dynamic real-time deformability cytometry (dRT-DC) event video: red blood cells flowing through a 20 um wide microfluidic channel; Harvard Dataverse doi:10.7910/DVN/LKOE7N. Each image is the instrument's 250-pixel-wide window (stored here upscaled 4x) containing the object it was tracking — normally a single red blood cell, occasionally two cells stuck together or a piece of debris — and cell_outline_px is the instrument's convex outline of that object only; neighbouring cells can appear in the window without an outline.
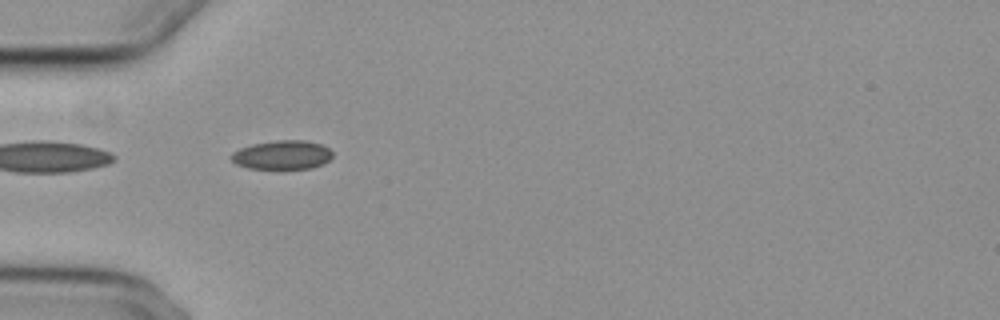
{"species": "common noctule bat (a hibernating species)", "species_latin": "Nyctalus noctula", "temperature_condition": "cold", "stored_images_in_passage": 39, "camera_frame_rate_fps": 3000, "um_per_image_px": 0.085, "animal": {"sex": "female", "body_mass_g": 29.2, "forearm_length_mm": 56.3}, "frame": {"image": 1, "passage_image": 1, "time_ms": 0.0, "image_size_px": [1000, 320], "cell_outline_px": [[332, 156], [324, 164], [312, 168], [248, 168], [236, 164], [228, 156], [232, 152], [240, 148], [252, 144], [276, 140], [304, 140], [320, 144], [328, 148], [332, 152]], "centroid_in_image_um": [23.96, 13.16], "position_along_channel_um": 61.0, "area_um2": 17.05}}
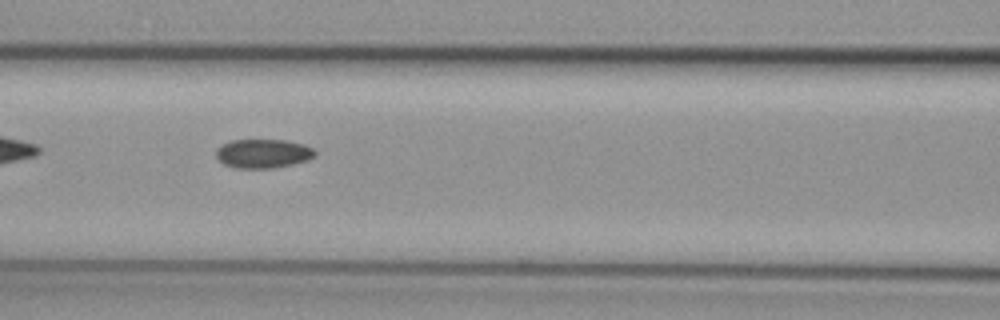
{"frame": {"image": 2, "passage_image": 8, "time_ms": 2.333, "image_size_px": [1000, 320], "cell_outline_px": [[316, 152], [308, 160], [292, 164], [272, 168], [236, 168], [224, 164], [216, 156], [216, 148], [220, 144], [232, 140], [284, 140], [304, 144], [312, 148]], "centroid_in_image_um": [22.32, 13.04], "position_along_channel_um": 144.3, "area_um2": 16.65}}
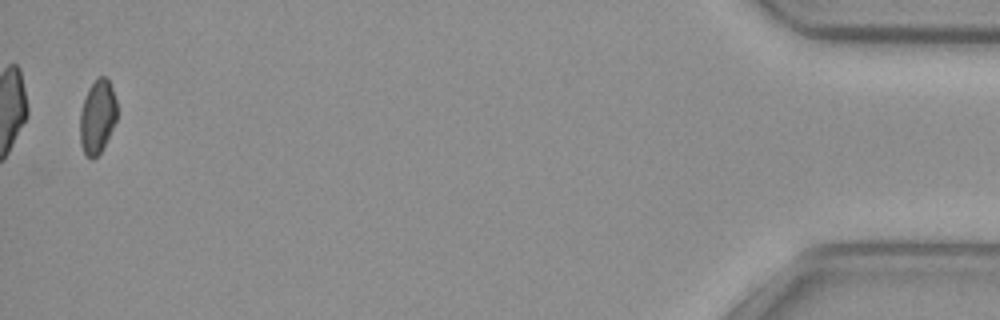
{"frame": {"image": 3, "passage_image": 38, "time_ms": 12.333, "image_size_px": [1000, 320], "cell_outline_px": [[116, 120], [100, 152], [92, 160], [84, 152], [80, 144], [80, 112], [88, 88], [100, 76], [108, 76], [116, 100]], "centroid_in_image_um": [8.27, 9.89], "position_along_channel_um": 426.9, "area_um2": 15.66}, "authors_computed_cell_mechanics": {"area_um2": 16.8776, "velocity_mm_per_s": 3.7214, "shape_relaxation_time_tau1_ms": null, "shape_relaxation_time_tau2_ms": 5.0168, "deformation_change_tau1": null, "deformation_change_tau2": 0.0858}}